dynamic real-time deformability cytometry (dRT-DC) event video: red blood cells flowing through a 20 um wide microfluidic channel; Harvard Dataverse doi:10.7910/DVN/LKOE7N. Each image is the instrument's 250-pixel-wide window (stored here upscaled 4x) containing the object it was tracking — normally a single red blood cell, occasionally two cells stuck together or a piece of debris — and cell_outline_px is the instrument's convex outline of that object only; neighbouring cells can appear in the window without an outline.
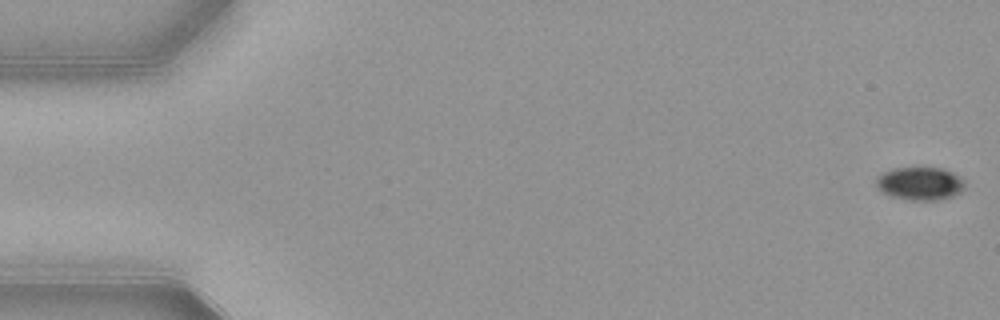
{"species": "common noctule bat (a hibernating species)", "species_latin": "Nyctalus noctula", "temperature_condition": "warm", "stored_images_in_passage": 53, "camera_frame_rate_fps": 3000, "um_per_image_px": 0.085, "animal": {"sex": "female", "body_mass_g": 21.9}, "frame": {"image": 1, "passage_image": 1, "time_ms": 0.0, "image_size_px": [1000, 320], "cell_outline_px": [[964, 188], [960, 192], [952, 196], [940, 200], [904, 200], [880, 192], [876, 188], [876, 180], [884, 172], [892, 168], [944, 168], [960, 176], [964, 180]], "centroid_in_image_um": [78.2, 15.61], "position_along_channel_um": 6.8, "area_um2": 17.22}}
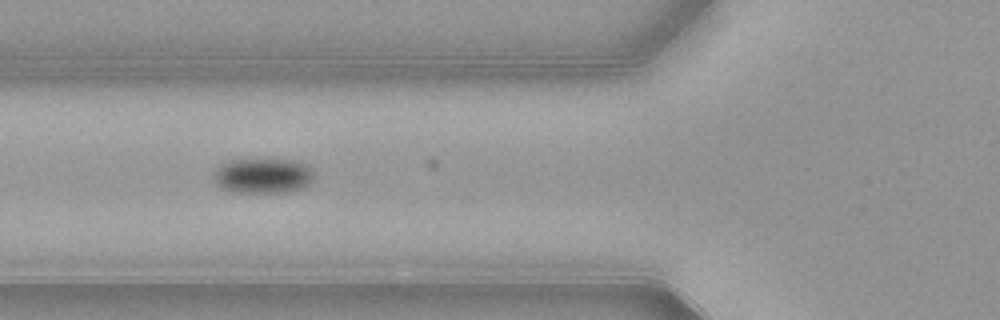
{"frame": {"image": 2, "passage_image": 20, "time_ms": 6.333, "image_size_px": [1000, 320], "cell_outline_px": [[312, 180], [304, 188], [288, 192], [232, 192], [220, 188], [212, 180], [212, 172], [220, 164], [228, 160], [260, 156], [268, 156], [296, 160], [312, 168]], "centroid_in_image_um": [22.29, 14.87], "position_along_channel_um": 103.5, "area_um2": 21.85}}
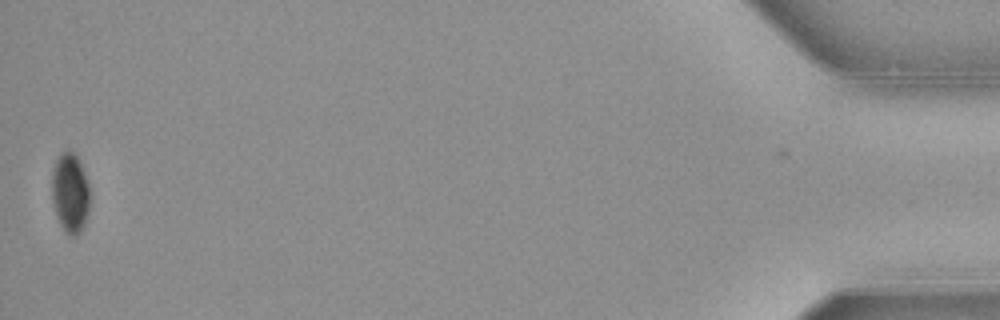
{"frame": {"image": 3, "passage_image": 53, "time_ms": 17.333, "image_size_px": [1000, 320], "cell_outline_px": [[92, 196], [88, 220], [80, 232], [76, 236], [72, 236], [64, 232], [56, 216], [52, 204], [52, 168], [60, 152], [68, 148], [76, 156], [88, 180]], "centroid_in_image_um": [5.99, 16.42], "position_along_channel_um": 429.2, "area_um2": 18.5}, "authors_computed_cell_mechanics": {"area_um2": 19.941, "velocity_mm_per_s": 3.8824, "shape_relaxation_time_tau1_ms": 5.979, "shape_relaxation_time_tau2_ms": null, "deformation_change_tau1": 0.1044, "deformation_change_tau2": null}}